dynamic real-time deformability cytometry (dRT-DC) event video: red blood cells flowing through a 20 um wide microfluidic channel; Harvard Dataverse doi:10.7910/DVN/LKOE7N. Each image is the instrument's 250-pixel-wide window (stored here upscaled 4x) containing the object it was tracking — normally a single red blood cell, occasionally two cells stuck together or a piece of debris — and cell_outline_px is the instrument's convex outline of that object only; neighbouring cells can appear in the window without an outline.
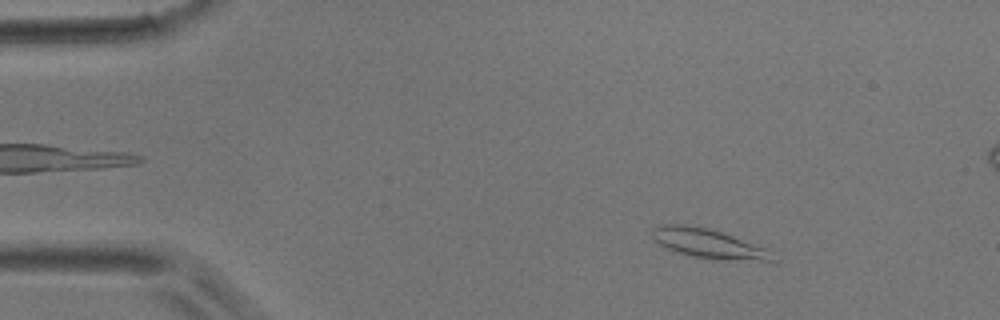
{"species": "common noctule bat (a hibernating species)", "species_latin": "Nyctalus noctula", "temperature_condition": "room temperature", "stored_images_in_passage": 4, "camera_frame_rate_fps": 3000, "um_per_image_px": 0.085, "animal": {"sex": "male", "body_mass_g": 17.9}, "frame": {"image": 1, "passage_image": 1, "time_ms": 0.0, "image_size_px": [1000, 320], "cell_outline_px": [[776, 260], [720, 260], [692, 256], [668, 248], [660, 244], [652, 236], [652, 228], [660, 224], [684, 224], [704, 228], [720, 232], [768, 248]], "centroid_in_image_um": [60.21, 20.7], "position_along_channel_um": 24.8, "area_um2": 20.11}}